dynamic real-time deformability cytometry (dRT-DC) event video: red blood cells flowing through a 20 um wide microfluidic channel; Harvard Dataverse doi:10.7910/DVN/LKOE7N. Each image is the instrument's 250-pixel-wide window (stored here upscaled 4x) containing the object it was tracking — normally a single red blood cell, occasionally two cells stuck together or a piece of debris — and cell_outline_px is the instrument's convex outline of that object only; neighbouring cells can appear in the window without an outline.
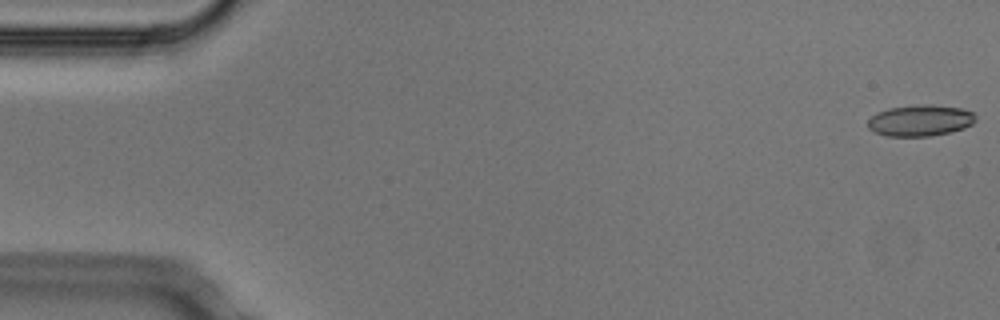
{"species": "Egyptian fruit bat (a non-hibernating species)", "species_latin": "Rousettus aegyptiacus", "temperature_condition": "cold", "stored_images_in_passage": 6, "camera_frame_rate_fps": 3000, "um_per_image_px": 0.085, "animal": {"sex": "male"}, "frame": {"image": 1, "passage_image": 1, "time_ms": 0.0, "image_size_px": [1000, 320], "cell_outline_px": [[976, 120], [972, 124], [964, 128], [932, 136], [888, 136], [876, 132], [868, 128], [868, 120], [876, 112], [888, 108], [924, 104], [932, 104], [960, 108], [972, 112], [976, 116]], "centroid_in_image_um": [78.22, 10.23], "position_along_channel_um": 6.8, "area_um2": 19.59}}